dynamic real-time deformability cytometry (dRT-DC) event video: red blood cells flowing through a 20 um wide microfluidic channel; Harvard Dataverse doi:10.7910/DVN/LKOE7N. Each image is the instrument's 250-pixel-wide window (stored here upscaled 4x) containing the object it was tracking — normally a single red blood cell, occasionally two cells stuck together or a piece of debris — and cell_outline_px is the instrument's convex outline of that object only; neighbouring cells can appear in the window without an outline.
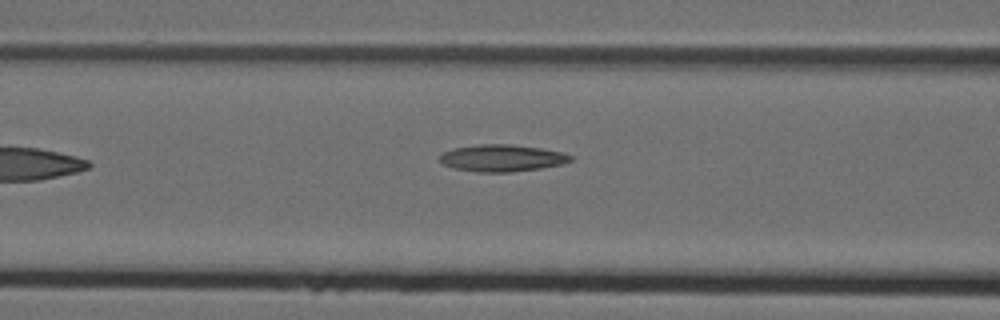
{"species": "Egyptian fruit bat (a non-hibernating species)", "species_latin": "Rousettus aegyptiacus", "temperature_condition": "cold", "stored_images_in_passage": 7, "camera_frame_rate_fps": 3000, "um_per_image_px": 0.085, "animal": {"sex": "female"}, "frame": {"image": 1, "passage_image": 6, "time_ms": 1.667, "image_size_px": [1000, 320], "cell_outline_px": [[572, 160], [564, 164], [540, 168], [508, 172], [480, 172], [452, 168], [440, 164], [440, 156], [444, 152], [452, 148], [480, 144], [508, 144], [540, 148], [560, 152], [572, 156]], "centroid_in_image_um": [42.63, 13.44], "position_along_channel_um": 124.0, "area_um2": 20.46}}